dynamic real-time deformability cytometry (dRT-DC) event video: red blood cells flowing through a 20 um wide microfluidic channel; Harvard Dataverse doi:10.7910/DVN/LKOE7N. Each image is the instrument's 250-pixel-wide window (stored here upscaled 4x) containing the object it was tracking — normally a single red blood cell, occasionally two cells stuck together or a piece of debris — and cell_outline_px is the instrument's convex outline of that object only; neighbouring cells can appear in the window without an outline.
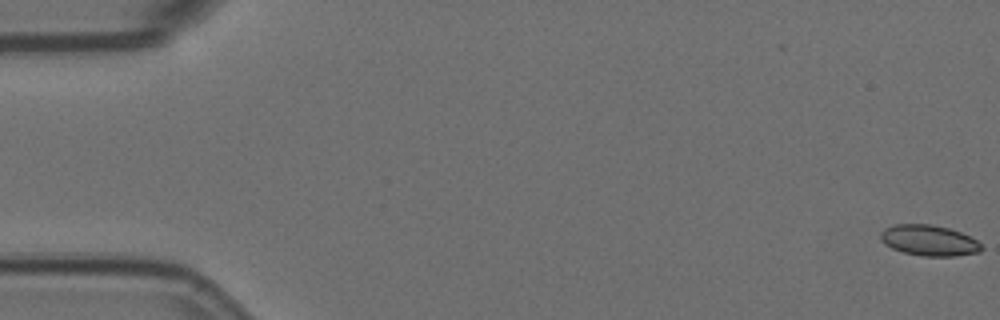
{"species": "Egyptian fruit bat (a non-hibernating species)", "species_latin": "Rousettus aegyptiacus", "temperature_condition": "room temperature", "stored_images_in_passage": 10, "camera_frame_rate_fps": 3000, "um_per_image_px": 0.085, "animal": {"sex": "female"}, "frame": {"image": 1, "passage_image": 1, "time_ms": 0.0, "image_size_px": [1000, 320], "cell_outline_px": [[984, 248], [980, 252], [956, 256], [924, 256], [904, 252], [892, 248], [884, 244], [880, 240], [880, 232], [884, 228], [896, 224], [932, 224], [948, 228], [960, 232], [976, 240]], "centroid_in_image_um": [78.95, 20.43], "position_along_channel_um": 6.0, "area_um2": 18.09}}
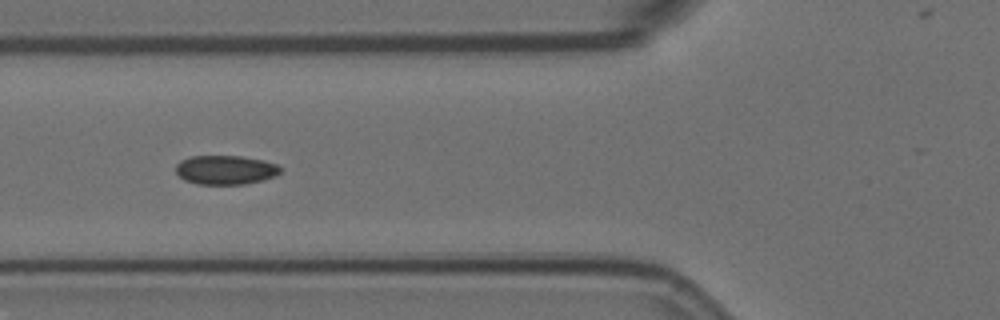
{"frame": {"image": 2, "passage_image": 7, "time_ms": 2.0, "image_size_px": [1000, 320], "cell_outline_px": [[280, 172], [276, 176], [264, 180], [244, 184], [196, 184], [184, 180], [176, 172], [176, 164], [180, 160], [192, 156], [240, 156], [264, 160], [276, 164], [280, 168]], "centroid_in_image_um": [19.16, 14.44], "position_along_channel_um": 106.6, "area_um2": 17.8}}
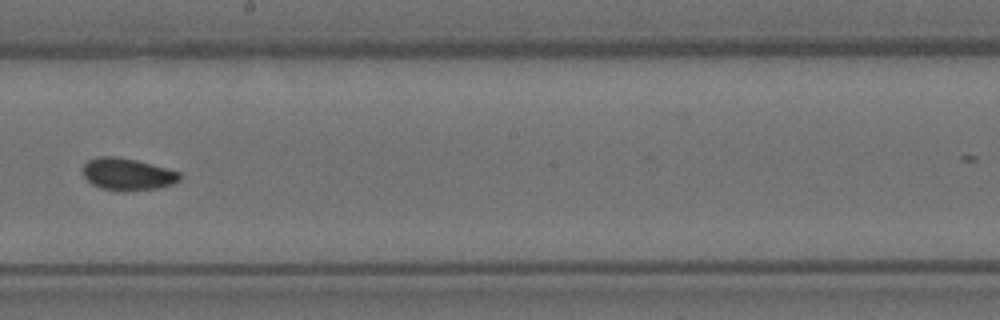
{"frame": {"image": 3, "passage_image": 10, "time_ms": 3.0, "image_size_px": [1000, 320], "cell_outline_px": [[184, 176], [180, 180], [172, 184], [156, 188], [124, 192], [120, 192], [100, 188], [92, 184], [84, 176], [84, 164], [88, 160], [96, 156], [116, 156], [136, 160], [180, 172]], "centroid_in_image_um": [10.84, 14.81], "position_along_channel_um": 237.4, "area_um2": 18.26}}